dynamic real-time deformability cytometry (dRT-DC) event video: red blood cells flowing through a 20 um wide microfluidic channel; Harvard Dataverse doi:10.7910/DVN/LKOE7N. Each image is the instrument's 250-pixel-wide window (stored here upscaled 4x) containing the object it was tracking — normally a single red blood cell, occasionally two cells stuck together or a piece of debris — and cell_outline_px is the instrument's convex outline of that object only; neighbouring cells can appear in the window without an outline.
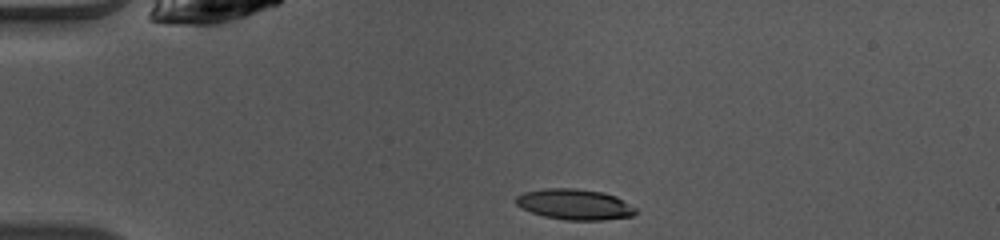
{"species": "common noctule bat (a hibernating species)", "species_latin": "Nyctalus noctula", "temperature_condition": "warm", "stored_images_in_passage": 39, "camera_frame_rate_fps": 3000, "um_per_image_px": 0.085, "animal": {"sex": "female", "body_mass_g": 10.0, "forearm_length_mm": 53.1}, "frame": {"image": 1, "passage_image": 1, "time_ms": 0.0, "image_size_px": [1000, 240], "cell_outline_px": [[636, 212], [632, 216], [604, 220], [564, 220], [544, 216], [532, 212], [516, 204], [516, 196], [524, 192], [544, 188], [576, 188], [604, 192], [616, 196], [636, 208]], "centroid_in_image_um": [48.86, 17.36], "position_along_channel_um": 36.1, "area_um2": 21.39}}
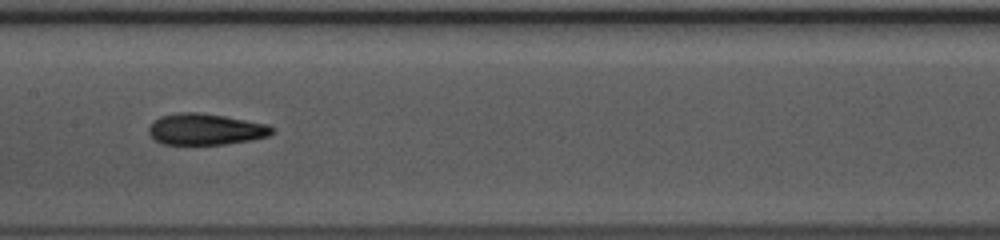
{"frame": {"image": 2, "passage_image": 15, "time_ms": 4.667, "image_size_px": [1000, 240], "cell_outline_px": [[272, 132], [268, 136], [252, 140], [224, 144], [160, 144], [148, 132], [148, 128], [160, 116], [180, 112], [196, 112], [224, 116], [268, 124], [272, 128]], "centroid_in_image_um": [17.47, 10.99], "position_along_channel_um": 189.9, "area_um2": 22.25}}
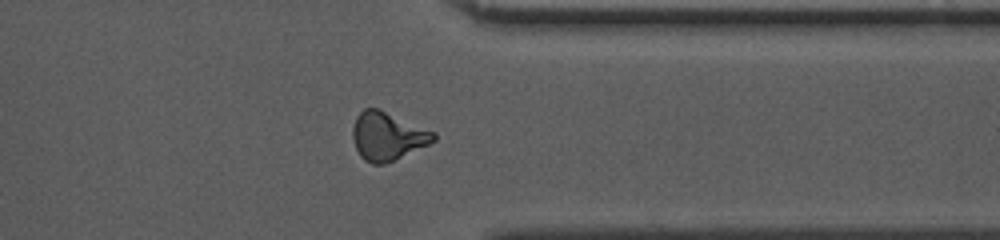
{"frame": {"image": 3, "passage_image": 29, "time_ms": 9.333, "image_size_px": [1000, 240], "cell_outline_px": [[436, 140], [428, 144], [384, 164], [372, 164], [364, 160], [360, 156], [352, 140], [352, 128], [356, 116], [364, 108], [376, 108], [436, 132]], "centroid_in_image_um": [32.9, 11.57], "position_along_channel_um": 378.5, "area_um2": 22.48}, "authors_computed_cell_mechanics": {"area_um2": 22.0218, "velocity_mm_per_s": 4.0972, "shape_relaxation_time_tau1_ms": 5.2602, "shape_relaxation_time_tau2_ms": 4.1205, "deformation_change_tau1": 0.1935, "deformation_change_tau2": 0.0857}}